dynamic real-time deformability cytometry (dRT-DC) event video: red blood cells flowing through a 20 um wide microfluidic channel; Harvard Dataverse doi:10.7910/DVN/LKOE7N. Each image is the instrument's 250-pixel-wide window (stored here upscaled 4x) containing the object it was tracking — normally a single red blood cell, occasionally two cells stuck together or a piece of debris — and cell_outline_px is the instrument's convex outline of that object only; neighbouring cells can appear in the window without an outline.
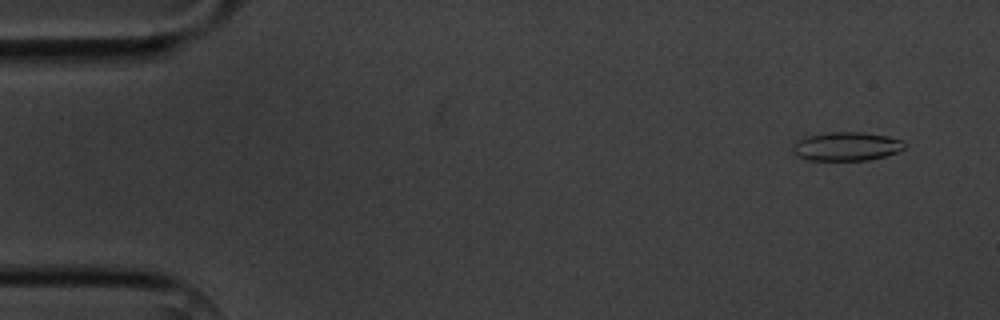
{"species": "common noctule bat (a hibernating species)", "species_latin": "Nyctalus noctula", "temperature_condition": "cold", "stored_images_in_passage": 4, "camera_frame_rate_fps": 3000, "um_per_image_px": 0.085, "animal": {"sex": "male", "body_mass_g": 20.1, "forearm_length_mm": 53.5}, "frame": {"image": 1, "passage_image": 1, "time_ms": 0.0, "image_size_px": [1000, 320], "cell_outline_px": [[904, 148], [896, 152], [884, 156], [868, 160], [804, 160], [796, 156], [792, 152], [792, 148], [796, 140], [804, 136], [828, 132], [860, 132], [888, 136], [904, 140]], "centroid_in_image_um": [71.89, 12.44], "position_along_channel_um": 13.1, "area_um2": 18.9}}